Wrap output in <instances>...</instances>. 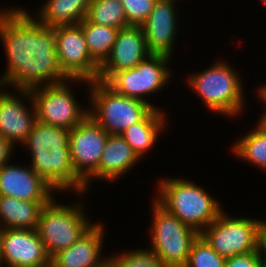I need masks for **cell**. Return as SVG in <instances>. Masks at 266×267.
<instances>
[{"instance_id": "obj_2", "label": "cell", "mask_w": 266, "mask_h": 267, "mask_svg": "<svg viewBox=\"0 0 266 267\" xmlns=\"http://www.w3.org/2000/svg\"><path fill=\"white\" fill-rule=\"evenodd\" d=\"M24 145L31 152V168L53 189L84 193L85 183L75 174L69 148V130L37 120Z\"/></svg>"}, {"instance_id": "obj_11", "label": "cell", "mask_w": 266, "mask_h": 267, "mask_svg": "<svg viewBox=\"0 0 266 267\" xmlns=\"http://www.w3.org/2000/svg\"><path fill=\"white\" fill-rule=\"evenodd\" d=\"M56 53L63 74L72 82L97 80L100 66L91 58L80 24L54 27Z\"/></svg>"}, {"instance_id": "obj_18", "label": "cell", "mask_w": 266, "mask_h": 267, "mask_svg": "<svg viewBox=\"0 0 266 267\" xmlns=\"http://www.w3.org/2000/svg\"><path fill=\"white\" fill-rule=\"evenodd\" d=\"M104 228L99 222L83 234L72 246L51 258L54 267H99L106 259L100 256Z\"/></svg>"}, {"instance_id": "obj_19", "label": "cell", "mask_w": 266, "mask_h": 267, "mask_svg": "<svg viewBox=\"0 0 266 267\" xmlns=\"http://www.w3.org/2000/svg\"><path fill=\"white\" fill-rule=\"evenodd\" d=\"M140 159L121 135H108L96 178L115 181L136 165Z\"/></svg>"}, {"instance_id": "obj_9", "label": "cell", "mask_w": 266, "mask_h": 267, "mask_svg": "<svg viewBox=\"0 0 266 267\" xmlns=\"http://www.w3.org/2000/svg\"><path fill=\"white\" fill-rule=\"evenodd\" d=\"M168 61L171 62L169 56L150 54L135 67L115 72L105 83L117 93L151 104L145 95L166 86L171 76Z\"/></svg>"}, {"instance_id": "obj_6", "label": "cell", "mask_w": 266, "mask_h": 267, "mask_svg": "<svg viewBox=\"0 0 266 267\" xmlns=\"http://www.w3.org/2000/svg\"><path fill=\"white\" fill-rule=\"evenodd\" d=\"M227 215L222 211L200 233L211 248L225 258L259 251L266 240V221Z\"/></svg>"}, {"instance_id": "obj_29", "label": "cell", "mask_w": 266, "mask_h": 267, "mask_svg": "<svg viewBox=\"0 0 266 267\" xmlns=\"http://www.w3.org/2000/svg\"><path fill=\"white\" fill-rule=\"evenodd\" d=\"M225 267H262L260 250L227 257Z\"/></svg>"}, {"instance_id": "obj_30", "label": "cell", "mask_w": 266, "mask_h": 267, "mask_svg": "<svg viewBox=\"0 0 266 267\" xmlns=\"http://www.w3.org/2000/svg\"><path fill=\"white\" fill-rule=\"evenodd\" d=\"M14 145L0 135V168L9 163Z\"/></svg>"}, {"instance_id": "obj_32", "label": "cell", "mask_w": 266, "mask_h": 267, "mask_svg": "<svg viewBox=\"0 0 266 267\" xmlns=\"http://www.w3.org/2000/svg\"><path fill=\"white\" fill-rule=\"evenodd\" d=\"M5 228L0 224V267L2 266V241Z\"/></svg>"}, {"instance_id": "obj_28", "label": "cell", "mask_w": 266, "mask_h": 267, "mask_svg": "<svg viewBox=\"0 0 266 267\" xmlns=\"http://www.w3.org/2000/svg\"><path fill=\"white\" fill-rule=\"evenodd\" d=\"M157 0H120L129 26H141L151 14Z\"/></svg>"}, {"instance_id": "obj_21", "label": "cell", "mask_w": 266, "mask_h": 267, "mask_svg": "<svg viewBox=\"0 0 266 267\" xmlns=\"http://www.w3.org/2000/svg\"><path fill=\"white\" fill-rule=\"evenodd\" d=\"M163 113L160 109L154 108L142 121L121 134L139 159L154 146L160 132L165 128L167 120L165 121Z\"/></svg>"}, {"instance_id": "obj_17", "label": "cell", "mask_w": 266, "mask_h": 267, "mask_svg": "<svg viewBox=\"0 0 266 267\" xmlns=\"http://www.w3.org/2000/svg\"><path fill=\"white\" fill-rule=\"evenodd\" d=\"M53 187L31 167L9 163L0 168V195L24 201H51Z\"/></svg>"}, {"instance_id": "obj_10", "label": "cell", "mask_w": 266, "mask_h": 267, "mask_svg": "<svg viewBox=\"0 0 266 267\" xmlns=\"http://www.w3.org/2000/svg\"><path fill=\"white\" fill-rule=\"evenodd\" d=\"M68 81L30 90L38 121L71 130L89 115L78 105Z\"/></svg>"}, {"instance_id": "obj_13", "label": "cell", "mask_w": 266, "mask_h": 267, "mask_svg": "<svg viewBox=\"0 0 266 267\" xmlns=\"http://www.w3.org/2000/svg\"><path fill=\"white\" fill-rule=\"evenodd\" d=\"M7 267H47L51 264L36 229H5L2 241V264Z\"/></svg>"}, {"instance_id": "obj_5", "label": "cell", "mask_w": 266, "mask_h": 267, "mask_svg": "<svg viewBox=\"0 0 266 267\" xmlns=\"http://www.w3.org/2000/svg\"><path fill=\"white\" fill-rule=\"evenodd\" d=\"M188 83L207 108L232 117L243 109V87L239 74L227 62L218 61L207 70L192 74Z\"/></svg>"}, {"instance_id": "obj_14", "label": "cell", "mask_w": 266, "mask_h": 267, "mask_svg": "<svg viewBox=\"0 0 266 267\" xmlns=\"http://www.w3.org/2000/svg\"><path fill=\"white\" fill-rule=\"evenodd\" d=\"M150 54L141 26L119 29L110 55L99 68L97 80L106 82L115 72L135 67Z\"/></svg>"}, {"instance_id": "obj_34", "label": "cell", "mask_w": 266, "mask_h": 267, "mask_svg": "<svg viewBox=\"0 0 266 267\" xmlns=\"http://www.w3.org/2000/svg\"><path fill=\"white\" fill-rule=\"evenodd\" d=\"M260 98L266 103V85L258 88Z\"/></svg>"}, {"instance_id": "obj_7", "label": "cell", "mask_w": 266, "mask_h": 267, "mask_svg": "<svg viewBox=\"0 0 266 267\" xmlns=\"http://www.w3.org/2000/svg\"><path fill=\"white\" fill-rule=\"evenodd\" d=\"M84 215L83 207L60 205L54 198L44 205L38 218L36 231L50 258L72 246L93 225Z\"/></svg>"}, {"instance_id": "obj_15", "label": "cell", "mask_w": 266, "mask_h": 267, "mask_svg": "<svg viewBox=\"0 0 266 267\" xmlns=\"http://www.w3.org/2000/svg\"><path fill=\"white\" fill-rule=\"evenodd\" d=\"M16 91H19L20 98L12 95L13 93H7L6 89L0 90V135L13 145L18 141L23 145L37 122L36 110L29 90ZM25 97L32 103L30 110L21 101V98Z\"/></svg>"}, {"instance_id": "obj_20", "label": "cell", "mask_w": 266, "mask_h": 267, "mask_svg": "<svg viewBox=\"0 0 266 267\" xmlns=\"http://www.w3.org/2000/svg\"><path fill=\"white\" fill-rule=\"evenodd\" d=\"M50 201H24L0 195V224L5 229L34 230L39 214Z\"/></svg>"}, {"instance_id": "obj_4", "label": "cell", "mask_w": 266, "mask_h": 267, "mask_svg": "<svg viewBox=\"0 0 266 267\" xmlns=\"http://www.w3.org/2000/svg\"><path fill=\"white\" fill-rule=\"evenodd\" d=\"M91 94L89 115L109 134L121 135L142 121L156 106L115 92L105 82H87ZM91 91V92H90Z\"/></svg>"}, {"instance_id": "obj_3", "label": "cell", "mask_w": 266, "mask_h": 267, "mask_svg": "<svg viewBox=\"0 0 266 267\" xmlns=\"http://www.w3.org/2000/svg\"><path fill=\"white\" fill-rule=\"evenodd\" d=\"M194 182L179 179H161L155 199L169 213L201 233L223 211L218 201Z\"/></svg>"}, {"instance_id": "obj_8", "label": "cell", "mask_w": 266, "mask_h": 267, "mask_svg": "<svg viewBox=\"0 0 266 267\" xmlns=\"http://www.w3.org/2000/svg\"><path fill=\"white\" fill-rule=\"evenodd\" d=\"M152 205L151 250L166 267H185L192 244L200 233L169 213L155 199Z\"/></svg>"}, {"instance_id": "obj_23", "label": "cell", "mask_w": 266, "mask_h": 267, "mask_svg": "<svg viewBox=\"0 0 266 267\" xmlns=\"http://www.w3.org/2000/svg\"><path fill=\"white\" fill-rule=\"evenodd\" d=\"M79 24L86 37L88 52L91 58L101 66L111 53L119 29L97 25L89 22L86 18Z\"/></svg>"}, {"instance_id": "obj_16", "label": "cell", "mask_w": 266, "mask_h": 267, "mask_svg": "<svg viewBox=\"0 0 266 267\" xmlns=\"http://www.w3.org/2000/svg\"><path fill=\"white\" fill-rule=\"evenodd\" d=\"M175 3V0H157L151 14L141 25L147 48L151 54L172 57L177 35Z\"/></svg>"}, {"instance_id": "obj_1", "label": "cell", "mask_w": 266, "mask_h": 267, "mask_svg": "<svg viewBox=\"0 0 266 267\" xmlns=\"http://www.w3.org/2000/svg\"><path fill=\"white\" fill-rule=\"evenodd\" d=\"M11 8L0 11V40L8 58L0 86L30 91L69 81L58 63L55 29L25 9Z\"/></svg>"}, {"instance_id": "obj_26", "label": "cell", "mask_w": 266, "mask_h": 267, "mask_svg": "<svg viewBox=\"0 0 266 267\" xmlns=\"http://www.w3.org/2000/svg\"><path fill=\"white\" fill-rule=\"evenodd\" d=\"M225 257L214 251L199 235L194 241L185 267H225Z\"/></svg>"}, {"instance_id": "obj_12", "label": "cell", "mask_w": 266, "mask_h": 267, "mask_svg": "<svg viewBox=\"0 0 266 267\" xmlns=\"http://www.w3.org/2000/svg\"><path fill=\"white\" fill-rule=\"evenodd\" d=\"M108 135L90 115L69 130L72 165L75 174L85 183V192L91 179H96Z\"/></svg>"}, {"instance_id": "obj_27", "label": "cell", "mask_w": 266, "mask_h": 267, "mask_svg": "<svg viewBox=\"0 0 266 267\" xmlns=\"http://www.w3.org/2000/svg\"><path fill=\"white\" fill-rule=\"evenodd\" d=\"M109 258L117 267H166L151 249H133L118 256L110 255Z\"/></svg>"}, {"instance_id": "obj_33", "label": "cell", "mask_w": 266, "mask_h": 267, "mask_svg": "<svg viewBox=\"0 0 266 267\" xmlns=\"http://www.w3.org/2000/svg\"><path fill=\"white\" fill-rule=\"evenodd\" d=\"M99 267H117V265L109 257H107V259Z\"/></svg>"}, {"instance_id": "obj_31", "label": "cell", "mask_w": 266, "mask_h": 267, "mask_svg": "<svg viewBox=\"0 0 266 267\" xmlns=\"http://www.w3.org/2000/svg\"><path fill=\"white\" fill-rule=\"evenodd\" d=\"M260 254L262 260V267H266V240L262 243L260 247Z\"/></svg>"}, {"instance_id": "obj_24", "label": "cell", "mask_w": 266, "mask_h": 267, "mask_svg": "<svg viewBox=\"0 0 266 267\" xmlns=\"http://www.w3.org/2000/svg\"><path fill=\"white\" fill-rule=\"evenodd\" d=\"M253 129L232 150L238 158L261 167L266 173V126L259 120Z\"/></svg>"}, {"instance_id": "obj_25", "label": "cell", "mask_w": 266, "mask_h": 267, "mask_svg": "<svg viewBox=\"0 0 266 267\" xmlns=\"http://www.w3.org/2000/svg\"><path fill=\"white\" fill-rule=\"evenodd\" d=\"M86 19L97 25L117 29L129 27L126 14L120 0H92Z\"/></svg>"}, {"instance_id": "obj_35", "label": "cell", "mask_w": 266, "mask_h": 267, "mask_svg": "<svg viewBox=\"0 0 266 267\" xmlns=\"http://www.w3.org/2000/svg\"><path fill=\"white\" fill-rule=\"evenodd\" d=\"M261 116L262 117H261L260 121L266 126V111Z\"/></svg>"}, {"instance_id": "obj_22", "label": "cell", "mask_w": 266, "mask_h": 267, "mask_svg": "<svg viewBox=\"0 0 266 267\" xmlns=\"http://www.w3.org/2000/svg\"><path fill=\"white\" fill-rule=\"evenodd\" d=\"M92 0H47L38 20L48 27L79 24L86 18Z\"/></svg>"}]
</instances>
